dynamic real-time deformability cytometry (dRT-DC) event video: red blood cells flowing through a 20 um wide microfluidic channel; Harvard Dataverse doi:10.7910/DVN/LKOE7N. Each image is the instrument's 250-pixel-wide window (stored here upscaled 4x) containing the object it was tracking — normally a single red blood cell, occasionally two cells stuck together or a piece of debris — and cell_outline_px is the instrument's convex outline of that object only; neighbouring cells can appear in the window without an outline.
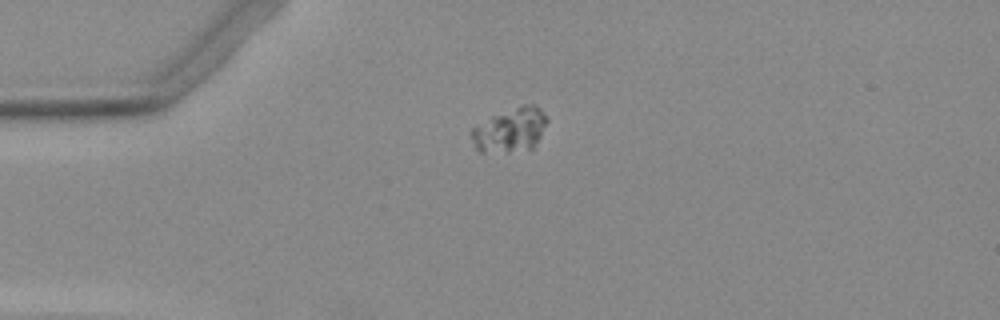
{"species": "Egyptian fruit bat (a non-hibernating species)", "species_latin": "Rousettus aegyptiacus", "temperature_condition": "warm", "stored_images_in_passage": 43, "camera_frame_rate_fps": 3000, "um_per_image_px": 0.085, "animal": {"sex": "female"}, "frame": {"image": 1, "passage_image": 2, "time_ms": 0.333, "image_size_px": [1000, 320], "cell_outline_px": [[548, 120], [536, 144], [532, 148], [508, 152], [480, 152], [476, 148], [472, 140], [472, 128], [492, 116], [520, 104], [536, 104], [548, 116]], "centroid_in_image_um": [43.4, 11.03], "position_along_channel_um": 41.6, "area_um2": 19.48}}
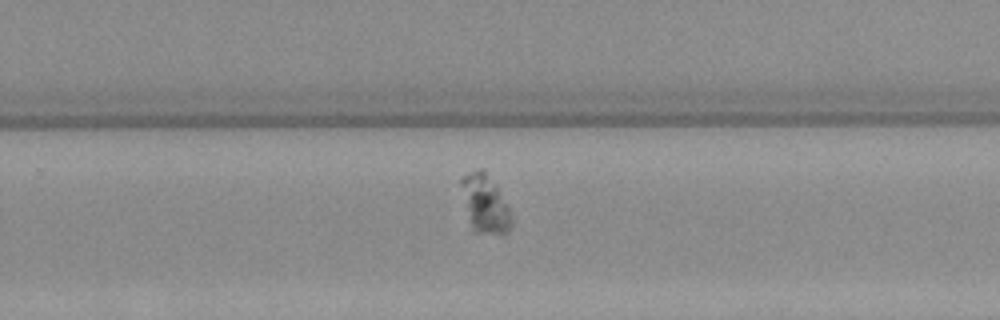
{"frame": {"image": 2, "passage_image": 24, "time_ms": 7.667, "image_size_px": [1000, 320], "cell_outline_px": [[512, 224], [504, 232], [472, 232], [460, 184], [460, 180], [464, 176], [476, 168], [480, 168], [496, 184], [508, 208], [512, 220]], "centroid_in_image_um": [41.19, 17.29], "position_along_channel_um": 288.6, "area_um2": 16.42}}
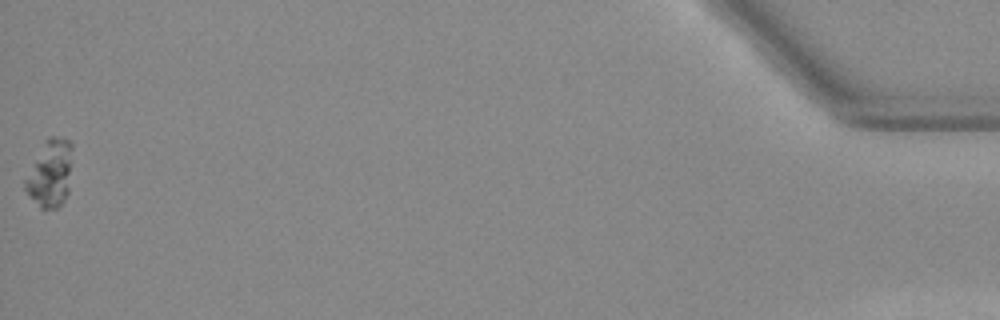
{"frame": {"image": 3, "passage_image": 43, "time_ms": 14.0, "image_size_px": [1000, 320], "cell_outline_px": [[72, 148], [68, 192], [64, 200], [56, 208], [40, 208], [24, 188], [24, 180], [44, 140], [48, 136], [64, 136], [72, 144]], "centroid_in_image_um": [4.27, 14.69], "position_along_channel_um": 430.9, "area_um2": 18.38}}